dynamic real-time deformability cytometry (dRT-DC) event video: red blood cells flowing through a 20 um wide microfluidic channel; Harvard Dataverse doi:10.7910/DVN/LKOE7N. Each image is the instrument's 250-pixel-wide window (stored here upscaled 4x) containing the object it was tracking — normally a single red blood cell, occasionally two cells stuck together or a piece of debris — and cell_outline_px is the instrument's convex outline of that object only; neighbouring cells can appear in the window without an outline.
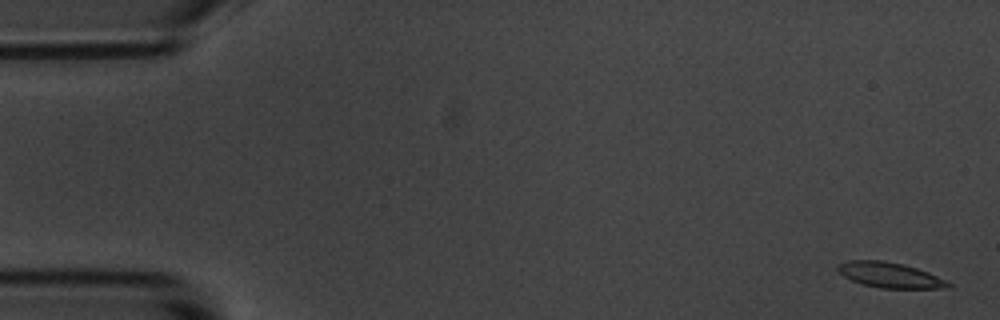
{"species": "common noctule bat (a hibernating species)", "species_latin": "Nyctalus noctula", "temperature_condition": "room temperature", "stored_images_in_passage": 6, "camera_frame_rate_fps": 3000, "um_per_image_px": 0.085, "animal": {"sex": "male", "body_mass_g": 20.1, "forearm_length_mm": 53.5}, "frame": {"image": 1, "passage_image": 1, "time_ms": 0.0, "image_size_px": [1000, 320], "cell_outline_px": [[952, 288], [880, 288], [864, 284], [852, 280], [844, 276], [836, 268], [840, 264], [848, 260], [880, 260], [904, 264], [928, 272], [952, 284]], "centroid_in_image_um": [75.65, 23.38], "position_along_channel_um": 9.3, "area_um2": 16.07}}
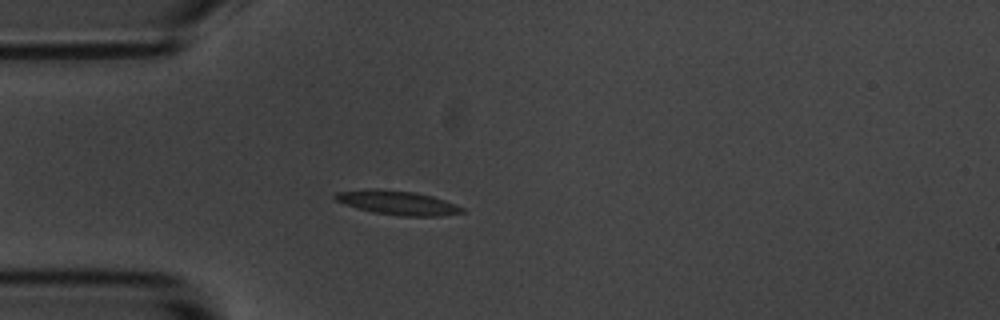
{"frame": {"image": 2, "passage_image": 5, "time_ms": 4.667, "image_size_px": [1000, 320], "cell_outline_px": [[464, 212], [440, 216], [400, 216], [372, 212], [356, 208], [344, 204], [336, 200], [332, 196], [336, 192], [376, 188], [416, 192], [432, 196], [444, 200], [464, 208]], "centroid_in_image_um": [33.76, 17.23], "position_along_channel_um": 51.2, "area_um2": 17.86}}